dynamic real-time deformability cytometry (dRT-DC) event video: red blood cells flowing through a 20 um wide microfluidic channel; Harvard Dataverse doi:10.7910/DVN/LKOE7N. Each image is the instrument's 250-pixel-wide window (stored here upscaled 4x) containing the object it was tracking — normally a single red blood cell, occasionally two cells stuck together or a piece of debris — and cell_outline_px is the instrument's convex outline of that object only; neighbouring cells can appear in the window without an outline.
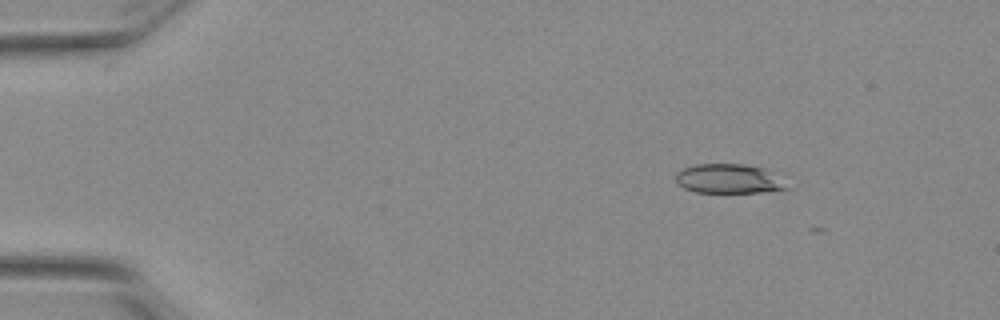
{"species": "Egyptian fruit bat (a non-hibernating species)", "species_latin": "Rousettus aegyptiacus", "temperature_condition": "warm", "stored_images_in_passage": 3, "camera_frame_rate_fps": 3000, "um_per_image_px": 0.085, "animal": {"sex": "female"}, "frame": {"image": 1, "passage_image": 1, "time_ms": 0.0, "image_size_px": [1000, 320], "cell_outline_px": [[792, 188], [760, 192], [696, 192], [684, 188], [676, 180], [676, 172], [684, 168], [696, 164], [744, 164], [764, 168]], "centroid_in_image_um": [61.92, 15.19], "position_along_channel_um": 23.1, "area_um2": 18.73}}